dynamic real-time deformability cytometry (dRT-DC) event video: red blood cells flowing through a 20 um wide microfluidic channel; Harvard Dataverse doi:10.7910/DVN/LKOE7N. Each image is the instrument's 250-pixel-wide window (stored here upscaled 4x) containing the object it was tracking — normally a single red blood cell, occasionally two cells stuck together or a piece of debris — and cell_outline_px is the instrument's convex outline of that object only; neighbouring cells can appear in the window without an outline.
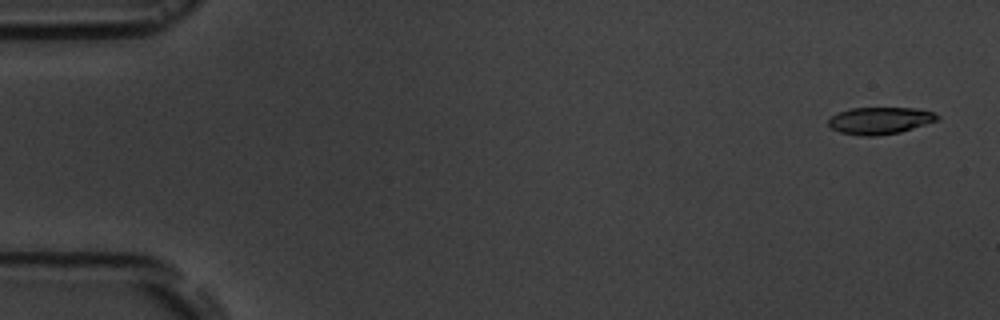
{"species": "common noctule bat (a hibernating species)", "species_latin": "Nyctalus noctula", "temperature_condition": "room temperature", "stored_images_in_passage": 5, "camera_frame_rate_fps": 3000, "um_per_image_px": 0.085, "animal": {"sex": "male", "body_mass_g": 19.5, "forearm_length_mm": 54.6}, "frame": {"image": 1, "passage_image": 1, "time_ms": 0.0, "image_size_px": [1000, 320], "cell_outline_px": [[940, 120], [900, 132], [876, 136], [860, 136], [840, 132], [832, 128], [828, 124], [828, 120], [832, 116], [840, 112], [852, 108], [916, 108], [936, 112], [940, 116]], "centroid_in_image_um": [74.85, 10.25], "position_along_channel_um": 10.1, "area_um2": 17.22}}
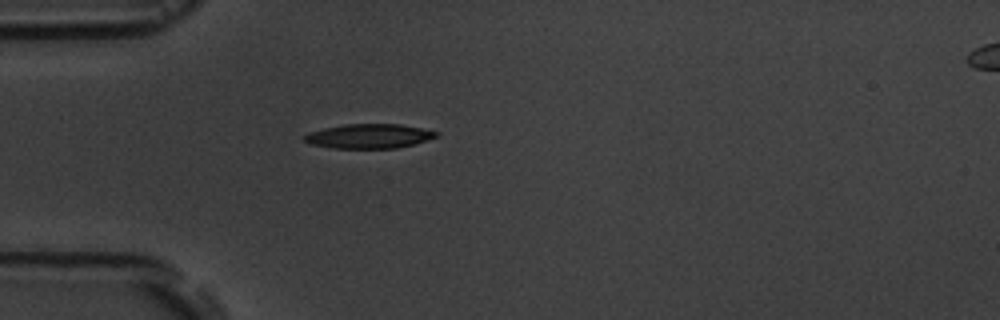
{"frame": {"image": 2, "passage_image": 5, "time_ms": 4.667, "image_size_px": [1000, 320], "cell_outline_px": [[440, 136], [412, 144], [396, 148], [332, 148], [308, 144], [304, 140], [304, 136], [308, 132], [324, 128], [344, 124], [400, 124], [440, 132]], "centroid_in_image_um": [31.34, 11.57], "position_along_channel_um": 53.7, "area_um2": 18.79}}